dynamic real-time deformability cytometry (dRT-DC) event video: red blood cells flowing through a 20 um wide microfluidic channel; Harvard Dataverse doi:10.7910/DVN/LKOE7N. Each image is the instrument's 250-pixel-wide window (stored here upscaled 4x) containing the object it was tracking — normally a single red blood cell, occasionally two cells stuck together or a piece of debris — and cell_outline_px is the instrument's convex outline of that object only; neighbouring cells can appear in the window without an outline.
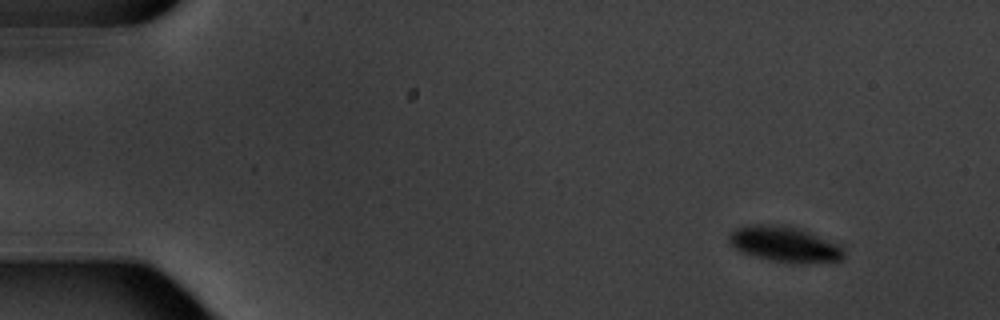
{"species": "common noctule bat (a hibernating species)", "species_latin": "Nyctalus noctula", "temperature_condition": "warm", "stored_images_in_passage": 4, "camera_frame_rate_fps": 3000, "um_per_image_px": 0.085, "animal": {"sex": "male", "body_mass_g": 20.1, "forearm_length_mm": 53.5}, "frame": {"image": 1, "passage_image": 1, "time_ms": 0.0, "image_size_px": [1000, 320], "cell_outline_px": [[844, 260], [792, 264], [756, 256], [740, 252], [728, 240], [728, 236], [736, 228], [752, 224], [788, 224], [800, 228], [840, 244], [844, 248]], "centroid_in_image_um": [66.74, 20.74], "position_along_channel_um": 18.3, "area_um2": 24.04}}